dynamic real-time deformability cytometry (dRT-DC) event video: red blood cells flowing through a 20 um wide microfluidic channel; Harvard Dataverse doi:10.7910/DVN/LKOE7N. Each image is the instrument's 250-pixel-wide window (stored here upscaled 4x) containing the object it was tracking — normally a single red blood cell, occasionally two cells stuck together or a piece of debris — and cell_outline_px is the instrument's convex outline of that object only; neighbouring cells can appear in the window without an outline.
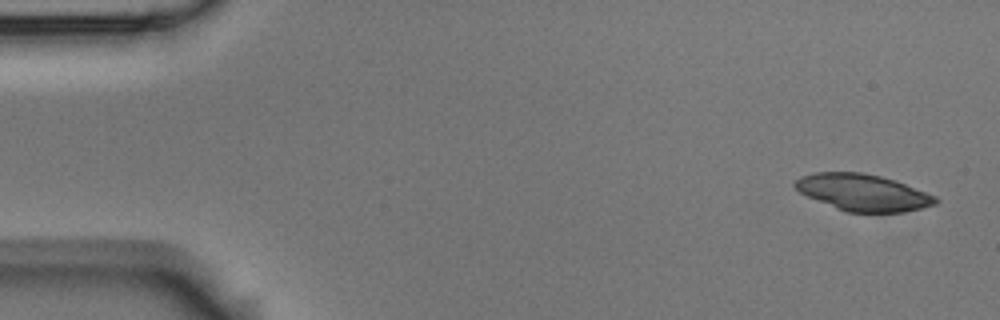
{"species": "Egyptian fruit bat (a non-hibernating species)", "species_latin": "Rousettus aegyptiacus", "temperature_condition": "room temperature", "stored_images_in_passage": 5, "camera_frame_rate_fps": 3000, "um_per_image_px": 0.085, "animal": {"sex": "male"}, "frame": {"image": 1, "passage_image": 1, "time_ms": 0.0, "image_size_px": [1000, 320], "cell_outline_px": [[940, 200], [936, 204], [904, 212], [848, 212], [836, 208], [808, 196], [800, 192], [792, 184], [800, 176], [816, 172], [860, 172], [880, 176], [896, 180], [936, 196]], "centroid_in_image_um": [73.36, 16.35], "position_along_channel_um": 11.6, "area_um2": 29.88}}
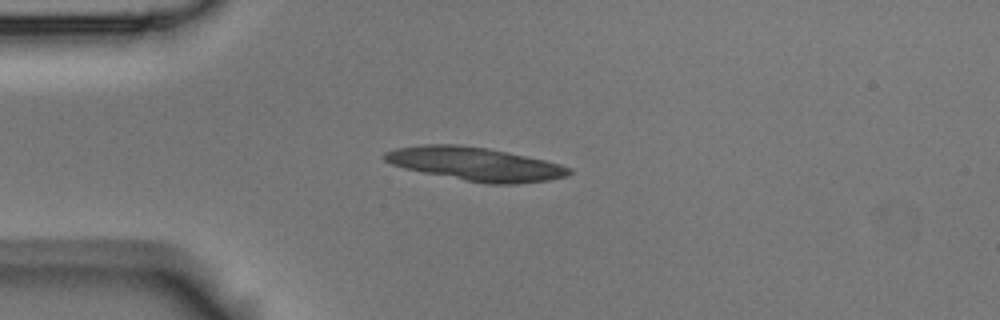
{"frame": {"image": 2, "passage_image": 4, "time_ms": 1.0, "image_size_px": [1000, 320], "cell_outline_px": [[572, 172], [564, 176], [548, 180], [516, 184], [488, 184], [464, 180], [404, 168], [392, 164], [384, 160], [380, 156], [384, 152], [396, 148], [424, 144], [456, 144], [488, 148], [544, 160], [560, 164], [572, 168]], "centroid_in_image_um": [40.37, 13.93], "position_along_channel_um": 44.6, "area_um2": 35.78}}